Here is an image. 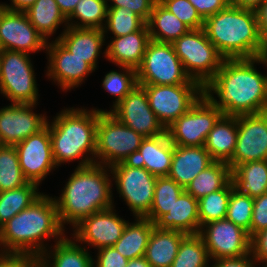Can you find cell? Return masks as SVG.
<instances>
[{
    "label": "cell",
    "mask_w": 267,
    "mask_h": 267,
    "mask_svg": "<svg viewBox=\"0 0 267 267\" xmlns=\"http://www.w3.org/2000/svg\"><path fill=\"white\" fill-rule=\"evenodd\" d=\"M109 1V0H107ZM112 3L107 4L108 8L126 7L136 13L145 22L148 21L153 6L157 0H110Z\"/></svg>",
    "instance_id": "f6af8a7d"
},
{
    "label": "cell",
    "mask_w": 267,
    "mask_h": 267,
    "mask_svg": "<svg viewBox=\"0 0 267 267\" xmlns=\"http://www.w3.org/2000/svg\"><path fill=\"white\" fill-rule=\"evenodd\" d=\"M158 1L190 29H200L204 27V19L189 0Z\"/></svg>",
    "instance_id": "7bdbcfd3"
},
{
    "label": "cell",
    "mask_w": 267,
    "mask_h": 267,
    "mask_svg": "<svg viewBox=\"0 0 267 267\" xmlns=\"http://www.w3.org/2000/svg\"><path fill=\"white\" fill-rule=\"evenodd\" d=\"M122 68L123 72L110 71L108 72L102 82V86L113 96H116L112 108L121 102L137 85V70L129 67Z\"/></svg>",
    "instance_id": "60d3db41"
},
{
    "label": "cell",
    "mask_w": 267,
    "mask_h": 267,
    "mask_svg": "<svg viewBox=\"0 0 267 267\" xmlns=\"http://www.w3.org/2000/svg\"><path fill=\"white\" fill-rule=\"evenodd\" d=\"M11 5L6 4H0L4 9L10 10V11H20L24 12L26 11L30 6H32L36 0H10Z\"/></svg>",
    "instance_id": "f5cc1de1"
},
{
    "label": "cell",
    "mask_w": 267,
    "mask_h": 267,
    "mask_svg": "<svg viewBox=\"0 0 267 267\" xmlns=\"http://www.w3.org/2000/svg\"><path fill=\"white\" fill-rule=\"evenodd\" d=\"M230 181V166L225 162L214 161L191 181L185 191L199 200L214 191L223 189Z\"/></svg>",
    "instance_id": "d6a6232c"
},
{
    "label": "cell",
    "mask_w": 267,
    "mask_h": 267,
    "mask_svg": "<svg viewBox=\"0 0 267 267\" xmlns=\"http://www.w3.org/2000/svg\"><path fill=\"white\" fill-rule=\"evenodd\" d=\"M184 191L185 189L170 177H157L152 207L145 218L155 223L162 215L170 211L171 207Z\"/></svg>",
    "instance_id": "d590c367"
},
{
    "label": "cell",
    "mask_w": 267,
    "mask_h": 267,
    "mask_svg": "<svg viewBox=\"0 0 267 267\" xmlns=\"http://www.w3.org/2000/svg\"><path fill=\"white\" fill-rule=\"evenodd\" d=\"M15 149L20 168L29 182L39 185L54 168H58L53 158L48 123L38 133L19 142Z\"/></svg>",
    "instance_id": "2e32d148"
},
{
    "label": "cell",
    "mask_w": 267,
    "mask_h": 267,
    "mask_svg": "<svg viewBox=\"0 0 267 267\" xmlns=\"http://www.w3.org/2000/svg\"><path fill=\"white\" fill-rule=\"evenodd\" d=\"M234 189L252 198L267 192V160L245 162L231 170Z\"/></svg>",
    "instance_id": "f1b7e54d"
},
{
    "label": "cell",
    "mask_w": 267,
    "mask_h": 267,
    "mask_svg": "<svg viewBox=\"0 0 267 267\" xmlns=\"http://www.w3.org/2000/svg\"><path fill=\"white\" fill-rule=\"evenodd\" d=\"M210 257L199 234H187L181 241L171 267H209Z\"/></svg>",
    "instance_id": "8d00e7d4"
},
{
    "label": "cell",
    "mask_w": 267,
    "mask_h": 267,
    "mask_svg": "<svg viewBox=\"0 0 267 267\" xmlns=\"http://www.w3.org/2000/svg\"><path fill=\"white\" fill-rule=\"evenodd\" d=\"M66 18H68L76 8L79 0H55Z\"/></svg>",
    "instance_id": "db71d44e"
},
{
    "label": "cell",
    "mask_w": 267,
    "mask_h": 267,
    "mask_svg": "<svg viewBox=\"0 0 267 267\" xmlns=\"http://www.w3.org/2000/svg\"><path fill=\"white\" fill-rule=\"evenodd\" d=\"M118 121L143 137L162 135L166 129L149 106L145 89L137 85L121 102L108 111Z\"/></svg>",
    "instance_id": "e0dca14e"
},
{
    "label": "cell",
    "mask_w": 267,
    "mask_h": 267,
    "mask_svg": "<svg viewBox=\"0 0 267 267\" xmlns=\"http://www.w3.org/2000/svg\"><path fill=\"white\" fill-rule=\"evenodd\" d=\"M115 180L117 192L135 217L145 218L152 207L157 177L145 168H132L122 162L108 170Z\"/></svg>",
    "instance_id": "7c38bea8"
},
{
    "label": "cell",
    "mask_w": 267,
    "mask_h": 267,
    "mask_svg": "<svg viewBox=\"0 0 267 267\" xmlns=\"http://www.w3.org/2000/svg\"><path fill=\"white\" fill-rule=\"evenodd\" d=\"M253 204L254 198L247 194H241L234 188L232 189L229 197L226 219L247 231L249 236Z\"/></svg>",
    "instance_id": "b9f144b4"
},
{
    "label": "cell",
    "mask_w": 267,
    "mask_h": 267,
    "mask_svg": "<svg viewBox=\"0 0 267 267\" xmlns=\"http://www.w3.org/2000/svg\"><path fill=\"white\" fill-rule=\"evenodd\" d=\"M172 46L187 75L203 88L214 78L224 60L203 28L190 29Z\"/></svg>",
    "instance_id": "8992f818"
},
{
    "label": "cell",
    "mask_w": 267,
    "mask_h": 267,
    "mask_svg": "<svg viewBox=\"0 0 267 267\" xmlns=\"http://www.w3.org/2000/svg\"><path fill=\"white\" fill-rule=\"evenodd\" d=\"M146 22L126 7L108 8L103 32L111 31L114 37L139 31ZM108 29V30H107Z\"/></svg>",
    "instance_id": "ab89813d"
},
{
    "label": "cell",
    "mask_w": 267,
    "mask_h": 267,
    "mask_svg": "<svg viewBox=\"0 0 267 267\" xmlns=\"http://www.w3.org/2000/svg\"><path fill=\"white\" fill-rule=\"evenodd\" d=\"M104 52L105 58L120 67L137 70L149 43L150 34L145 24L139 31L128 35L112 37Z\"/></svg>",
    "instance_id": "7402d4cb"
},
{
    "label": "cell",
    "mask_w": 267,
    "mask_h": 267,
    "mask_svg": "<svg viewBox=\"0 0 267 267\" xmlns=\"http://www.w3.org/2000/svg\"><path fill=\"white\" fill-rule=\"evenodd\" d=\"M263 2L264 0H231L233 5L253 11H255Z\"/></svg>",
    "instance_id": "11a10c76"
},
{
    "label": "cell",
    "mask_w": 267,
    "mask_h": 267,
    "mask_svg": "<svg viewBox=\"0 0 267 267\" xmlns=\"http://www.w3.org/2000/svg\"><path fill=\"white\" fill-rule=\"evenodd\" d=\"M237 141L231 170L253 161L267 160V112L237 116Z\"/></svg>",
    "instance_id": "5bb4252c"
},
{
    "label": "cell",
    "mask_w": 267,
    "mask_h": 267,
    "mask_svg": "<svg viewBox=\"0 0 267 267\" xmlns=\"http://www.w3.org/2000/svg\"><path fill=\"white\" fill-rule=\"evenodd\" d=\"M100 112L105 110L93 108L87 111L72 107L57 114L51 124L47 121L56 166L78 158L82 159L78 167L95 163L96 127Z\"/></svg>",
    "instance_id": "5b68a950"
},
{
    "label": "cell",
    "mask_w": 267,
    "mask_h": 267,
    "mask_svg": "<svg viewBox=\"0 0 267 267\" xmlns=\"http://www.w3.org/2000/svg\"><path fill=\"white\" fill-rule=\"evenodd\" d=\"M137 81L151 85L199 84L187 75L171 43L154 40L149 41L137 69Z\"/></svg>",
    "instance_id": "9c48e42d"
},
{
    "label": "cell",
    "mask_w": 267,
    "mask_h": 267,
    "mask_svg": "<svg viewBox=\"0 0 267 267\" xmlns=\"http://www.w3.org/2000/svg\"><path fill=\"white\" fill-rule=\"evenodd\" d=\"M213 261L215 263L211 267H255L258 263L251 252L240 257L219 258Z\"/></svg>",
    "instance_id": "f907efd6"
},
{
    "label": "cell",
    "mask_w": 267,
    "mask_h": 267,
    "mask_svg": "<svg viewBox=\"0 0 267 267\" xmlns=\"http://www.w3.org/2000/svg\"><path fill=\"white\" fill-rule=\"evenodd\" d=\"M134 223L127 222L121 237L113 247L125 258L131 260L145 256L149 237L155 227L147 218H135Z\"/></svg>",
    "instance_id": "4dcf8cb0"
},
{
    "label": "cell",
    "mask_w": 267,
    "mask_h": 267,
    "mask_svg": "<svg viewBox=\"0 0 267 267\" xmlns=\"http://www.w3.org/2000/svg\"><path fill=\"white\" fill-rule=\"evenodd\" d=\"M127 267H152L145 256L133 258L128 261Z\"/></svg>",
    "instance_id": "9f6ffc18"
},
{
    "label": "cell",
    "mask_w": 267,
    "mask_h": 267,
    "mask_svg": "<svg viewBox=\"0 0 267 267\" xmlns=\"http://www.w3.org/2000/svg\"><path fill=\"white\" fill-rule=\"evenodd\" d=\"M146 25L151 40L171 44L190 30L185 23L180 21L158 0L153 6Z\"/></svg>",
    "instance_id": "f546056e"
},
{
    "label": "cell",
    "mask_w": 267,
    "mask_h": 267,
    "mask_svg": "<svg viewBox=\"0 0 267 267\" xmlns=\"http://www.w3.org/2000/svg\"><path fill=\"white\" fill-rule=\"evenodd\" d=\"M128 261L111 246L98 249L97 260L95 259L93 262L94 267H127Z\"/></svg>",
    "instance_id": "bcb514c9"
},
{
    "label": "cell",
    "mask_w": 267,
    "mask_h": 267,
    "mask_svg": "<svg viewBox=\"0 0 267 267\" xmlns=\"http://www.w3.org/2000/svg\"><path fill=\"white\" fill-rule=\"evenodd\" d=\"M30 54L0 50V92L12 103L36 104L38 88Z\"/></svg>",
    "instance_id": "ba28073f"
},
{
    "label": "cell",
    "mask_w": 267,
    "mask_h": 267,
    "mask_svg": "<svg viewBox=\"0 0 267 267\" xmlns=\"http://www.w3.org/2000/svg\"><path fill=\"white\" fill-rule=\"evenodd\" d=\"M199 235L212 260L240 257L251 252L248 232L226 218L202 225Z\"/></svg>",
    "instance_id": "4fadbf2b"
},
{
    "label": "cell",
    "mask_w": 267,
    "mask_h": 267,
    "mask_svg": "<svg viewBox=\"0 0 267 267\" xmlns=\"http://www.w3.org/2000/svg\"><path fill=\"white\" fill-rule=\"evenodd\" d=\"M47 40L31 24L25 12L0 5V50L31 54L46 49Z\"/></svg>",
    "instance_id": "9a60e30c"
},
{
    "label": "cell",
    "mask_w": 267,
    "mask_h": 267,
    "mask_svg": "<svg viewBox=\"0 0 267 267\" xmlns=\"http://www.w3.org/2000/svg\"><path fill=\"white\" fill-rule=\"evenodd\" d=\"M115 207L106 209L84 218L72 234L78 243H86L97 250L113 246L121 237L128 221L120 218L114 211Z\"/></svg>",
    "instance_id": "d6986e66"
},
{
    "label": "cell",
    "mask_w": 267,
    "mask_h": 267,
    "mask_svg": "<svg viewBox=\"0 0 267 267\" xmlns=\"http://www.w3.org/2000/svg\"><path fill=\"white\" fill-rule=\"evenodd\" d=\"M144 138L108 111L100 112L96 127L95 163L111 167L122 162L138 151Z\"/></svg>",
    "instance_id": "52a82bcc"
},
{
    "label": "cell",
    "mask_w": 267,
    "mask_h": 267,
    "mask_svg": "<svg viewBox=\"0 0 267 267\" xmlns=\"http://www.w3.org/2000/svg\"><path fill=\"white\" fill-rule=\"evenodd\" d=\"M45 50L49 55L46 76L57 82L63 91L78 87L89 73L95 71L84 59L71 54L58 40L51 43L47 41Z\"/></svg>",
    "instance_id": "ffe728a7"
},
{
    "label": "cell",
    "mask_w": 267,
    "mask_h": 267,
    "mask_svg": "<svg viewBox=\"0 0 267 267\" xmlns=\"http://www.w3.org/2000/svg\"><path fill=\"white\" fill-rule=\"evenodd\" d=\"M267 67L266 56L250 59H224L214 78L203 88L204 95L225 116L267 112V75L254 64ZM219 101L214 98V94Z\"/></svg>",
    "instance_id": "6da1fadb"
},
{
    "label": "cell",
    "mask_w": 267,
    "mask_h": 267,
    "mask_svg": "<svg viewBox=\"0 0 267 267\" xmlns=\"http://www.w3.org/2000/svg\"><path fill=\"white\" fill-rule=\"evenodd\" d=\"M154 225L161 230H177L186 234H199L198 200L184 191L170 211L162 215Z\"/></svg>",
    "instance_id": "d4e9b609"
},
{
    "label": "cell",
    "mask_w": 267,
    "mask_h": 267,
    "mask_svg": "<svg viewBox=\"0 0 267 267\" xmlns=\"http://www.w3.org/2000/svg\"><path fill=\"white\" fill-rule=\"evenodd\" d=\"M259 35L262 43L267 48V0L255 10Z\"/></svg>",
    "instance_id": "816d5d0a"
},
{
    "label": "cell",
    "mask_w": 267,
    "mask_h": 267,
    "mask_svg": "<svg viewBox=\"0 0 267 267\" xmlns=\"http://www.w3.org/2000/svg\"><path fill=\"white\" fill-rule=\"evenodd\" d=\"M77 244L75 238L68 239L64 236L54 246H51L54 247V250L46 249L40 255L41 267H94V259L86 247L83 246V248ZM50 258L53 259V262Z\"/></svg>",
    "instance_id": "4316f807"
},
{
    "label": "cell",
    "mask_w": 267,
    "mask_h": 267,
    "mask_svg": "<svg viewBox=\"0 0 267 267\" xmlns=\"http://www.w3.org/2000/svg\"><path fill=\"white\" fill-rule=\"evenodd\" d=\"M110 167L93 163L84 167H76L71 174L60 197H54L58 218L73 228L84 218L114 205L112 195V178L108 175Z\"/></svg>",
    "instance_id": "3957f363"
},
{
    "label": "cell",
    "mask_w": 267,
    "mask_h": 267,
    "mask_svg": "<svg viewBox=\"0 0 267 267\" xmlns=\"http://www.w3.org/2000/svg\"><path fill=\"white\" fill-rule=\"evenodd\" d=\"M187 234L177 230L153 228L145 258L152 267H171L182 239Z\"/></svg>",
    "instance_id": "83f0119b"
},
{
    "label": "cell",
    "mask_w": 267,
    "mask_h": 267,
    "mask_svg": "<svg viewBox=\"0 0 267 267\" xmlns=\"http://www.w3.org/2000/svg\"><path fill=\"white\" fill-rule=\"evenodd\" d=\"M203 29L224 59H250L266 55L256 13L230 3L204 20Z\"/></svg>",
    "instance_id": "277c9868"
},
{
    "label": "cell",
    "mask_w": 267,
    "mask_h": 267,
    "mask_svg": "<svg viewBox=\"0 0 267 267\" xmlns=\"http://www.w3.org/2000/svg\"><path fill=\"white\" fill-rule=\"evenodd\" d=\"M107 4V0H79L73 13L67 18L68 25L75 28L103 29V22H106L107 17ZM73 19L80 22L72 21Z\"/></svg>",
    "instance_id": "e575fe53"
},
{
    "label": "cell",
    "mask_w": 267,
    "mask_h": 267,
    "mask_svg": "<svg viewBox=\"0 0 267 267\" xmlns=\"http://www.w3.org/2000/svg\"><path fill=\"white\" fill-rule=\"evenodd\" d=\"M38 186L28 182L22 187L0 192V228L42 195Z\"/></svg>",
    "instance_id": "836d02e7"
},
{
    "label": "cell",
    "mask_w": 267,
    "mask_h": 267,
    "mask_svg": "<svg viewBox=\"0 0 267 267\" xmlns=\"http://www.w3.org/2000/svg\"><path fill=\"white\" fill-rule=\"evenodd\" d=\"M28 182L20 168L15 146L0 145V192L22 187Z\"/></svg>",
    "instance_id": "74e56055"
},
{
    "label": "cell",
    "mask_w": 267,
    "mask_h": 267,
    "mask_svg": "<svg viewBox=\"0 0 267 267\" xmlns=\"http://www.w3.org/2000/svg\"><path fill=\"white\" fill-rule=\"evenodd\" d=\"M63 30L56 40L71 54L84 59L95 70L106 38L103 29L68 26Z\"/></svg>",
    "instance_id": "cb8c5ba5"
},
{
    "label": "cell",
    "mask_w": 267,
    "mask_h": 267,
    "mask_svg": "<svg viewBox=\"0 0 267 267\" xmlns=\"http://www.w3.org/2000/svg\"><path fill=\"white\" fill-rule=\"evenodd\" d=\"M54 198L42 195L0 228V254H34L46 251L44 241L64 234ZM59 237V238H58ZM45 239V240H44Z\"/></svg>",
    "instance_id": "7a4b0ae2"
},
{
    "label": "cell",
    "mask_w": 267,
    "mask_h": 267,
    "mask_svg": "<svg viewBox=\"0 0 267 267\" xmlns=\"http://www.w3.org/2000/svg\"><path fill=\"white\" fill-rule=\"evenodd\" d=\"M267 229V192L254 198L250 238Z\"/></svg>",
    "instance_id": "ee69618b"
},
{
    "label": "cell",
    "mask_w": 267,
    "mask_h": 267,
    "mask_svg": "<svg viewBox=\"0 0 267 267\" xmlns=\"http://www.w3.org/2000/svg\"><path fill=\"white\" fill-rule=\"evenodd\" d=\"M138 85L145 89L149 106L165 129L185 114L204 94L200 84Z\"/></svg>",
    "instance_id": "8fae6325"
},
{
    "label": "cell",
    "mask_w": 267,
    "mask_h": 267,
    "mask_svg": "<svg viewBox=\"0 0 267 267\" xmlns=\"http://www.w3.org/2000/svg\"><path fill=\"white\" fill-rule=\"evenodd\" d=\"M0 267H41L39 255L0 254Z\"/></svg>",
    "instance_id": "7dc6e473"
},
{
    "label": "cell",
    "mask_w": 267,
    "mask_h": 267,
    "mask_svg": "<svg viewBox=\"0 0 267 267\" xmlns=\"http://www.w3.org/2000/svg\"><path fill=\"white\" fill-rule=\"evenodd\" d=\"M36 105L11 103L0 109V145L16 146L47 125L45 115L32 111Z\"/></svg>",
    "instance_id": "ac0fdd59"
},
{
    "label": "cell",
    "mask_w": 267,
    "mask_h": 267,
    "mask_svg": "<svg viewBox=\"0 0 267 267\" xmlns=\"http://www.w3.org/2000/svg\"><path fill=\"white\" fill-rule=\"evenodd\" d=\"M213 162L204 146L174 145L168 177L186 189L191 181Z\"/></svg>",
    "instance_id": "603a6c76"
},
{
    "label": "cell",
    "mask_w": 267,
    "mask_h": 267,
    "mask_svg": "<svg viewBox=\"0 0 267 267\" xmlns=\"http://www.w3.org/2000/svg\"><path fill=\"white\" fill-rule=\"evenodd\" d=\"M37 31L48 41V37L56 32L61 24L67 28V18L61 12L55 0H36L24 11Z\"/></svg>",
    "instance_id": "1f68e13d"
},
{
    "label": "cell",
    "mask_w": 267,
    "mask_h": 267,
    "mask_svg": "<svg viewBox=\"0 0 267 267\" xmlns=\"http://www.w3.org/2000/svg\"><path fill=\"white\" fill-rule=\"evenodd\" d=\"M222 116L223 112L203 94L166 132L174 145L204 146L208 133Z\"/></svg>",
    "instance_id": "30bf717a"
},
{
    "label": "cell",
    "mask_w": 267,
    "mask_h": 267,
    "mask_svg": "<svg viewBox=\"0 0 267 267\" xmlns=\"http://www.w3.org/2000/svg\"><path fill=\"white\" fill-rule=\"evenodd\" d=\"M200 16L205 20L209 16L226 8L231 0H189Z\"/></svg>",
    "instance_id": "c3c4849f"
},
{
    "label": "cell",
    "mask_w": 267,
    "mask_h": 267,
    "mask_svg": "<svg viewBox=\"0 0 267 267\" xmlns=\"http://www.w3.org/2000/svg\"><path fill=\"white\" fill-rule=\"evenodd\" d=\"M237 116L223 115L208 133L204 147L213 161L229 163L237 141Z\"/></svg>",
    "instance_id": "484cf974"
},
{
    "label": "cell",
    "mask_w": 267,
    "mask_h": 267,
    "mask_svg": "<svg viewBox=\"0 0 267 267\" xmlns=\"http://www.w3.org/2000/svg\"><path fill=\"white\" fill-rule=\"evenodd\" d=\"M233 188V183L230 181L223 189L198 200L200 228L206 223L226 218L229 197Z\"/></svg>",
    "instance_id": "f35d334b"
},
{
    "label": "cell",
    "mask_w": 267,
    "mask_h": 267,
    "mask_svg": "<svg viewBox=\"0 0 267 267\" xmlns=\"http://www.w3.org/2000/svg\"><path fill=\"white\" fill-rule=\"evenodd\" d=\"M251 253L258 263L262 262L267 266V229L251 238Z\"/></svg>",
    "instance_id": "681fc988"
},
{
    "label": "cell",
    "mask_w": 267,
    "mask_h": 267,
    "mask_svg": "<svg viewBox=\"0 0 267 267\" xmlns=\"http://www.w3.org/2000/svg\"><path fill=\"white\" fill-rule=\"evenodd\" d=\"M173 153L174 144L165 132L144 138L138 151L131 153L122 163L132 168H145L152 175L163 177L169 174Z\"/></svg>",
    "instance_id": "44dd1931"
}]
</instances>
